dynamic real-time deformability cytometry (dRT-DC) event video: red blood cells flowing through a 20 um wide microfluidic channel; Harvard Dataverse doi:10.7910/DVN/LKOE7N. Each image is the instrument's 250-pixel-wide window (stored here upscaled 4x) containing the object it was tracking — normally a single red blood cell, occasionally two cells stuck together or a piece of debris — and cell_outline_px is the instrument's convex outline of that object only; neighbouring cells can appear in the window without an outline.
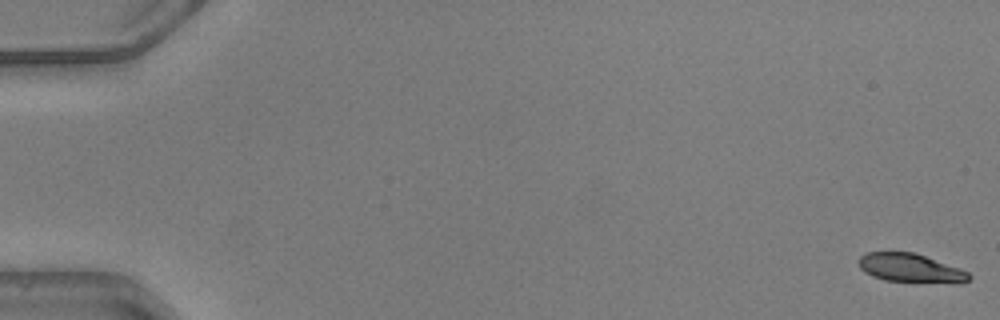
{"species": "common noctule bat (a hibernating species)", "species_latin": "Nyctalus noctula", "temperature_condition": "warm", "stored_images_in_passage": 47, "camera_frame_rate_fps": 3000, "um_per_image_px": 0.085, "animal": {"sex": "male", "body_mass_g": 20.5, "forearm_length_mm": 52.5}, "frame": {"image": 1, "passage_image": 1, "time_ms": 0.0, "image_size_px": [1000, 320], "cell_outline_px": [[972, 276], [968, 280], [960, 284], [884, 280], [872, 276], [864, 272], [860, 268], [860, 256], [868, 252], [916, 252], [960, 268], [968, 272]], "centroid_in_image_um": [77.45, 22.79], "position_along_channel_um": 7.6, "area_um2": 18.67}}
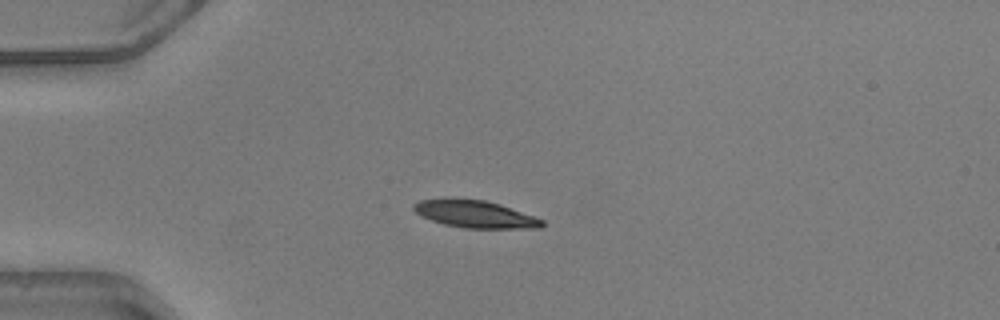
{"frame": {"image": 2, "passage_image": 14, "time_ms": 4.333, "image_size_px": [1000, 320], "cell_outline_px": [[544, 224], [540, 228], [464, 228], [444, 224], [432, 220], [416, 212], [412, 208], [412, 204], [420, 200], [444, 196], [452, 196], [484, 200], [500, 204], [536, 216], [544, 220]], "centroid_in_image_um": [40.35, 18.16], "position_along_channel_um": 44.6, "area_um2": 20.98}}
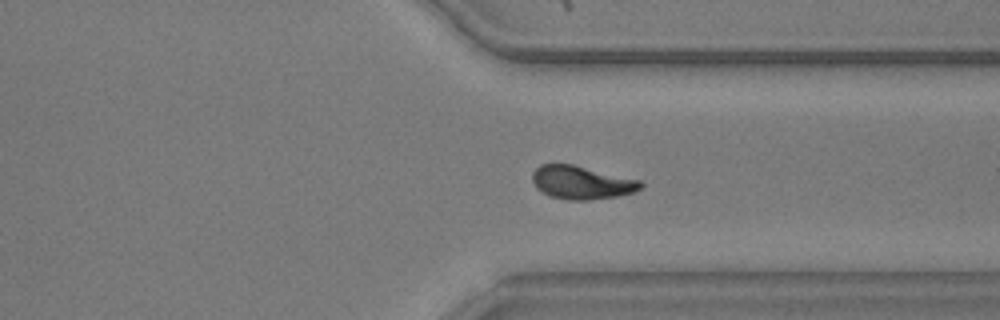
{"frame": {"image": 3, "passage_image": 39, "time_ms": 12.667, "image_size_px": [1000, 320], "cell_outline_px": [[644, 184], [640, 188], [632, 192], [616, 196], [588, 200], [568, 200], [548, 196], [536, 188], [532, 180], [532, 172], [540, 164], [572, 164], [640, 180]], "centroid_in_image_um": [49.38, 15.51], "position_along_channel_um": 362.0, "area_um2": 20.92}}